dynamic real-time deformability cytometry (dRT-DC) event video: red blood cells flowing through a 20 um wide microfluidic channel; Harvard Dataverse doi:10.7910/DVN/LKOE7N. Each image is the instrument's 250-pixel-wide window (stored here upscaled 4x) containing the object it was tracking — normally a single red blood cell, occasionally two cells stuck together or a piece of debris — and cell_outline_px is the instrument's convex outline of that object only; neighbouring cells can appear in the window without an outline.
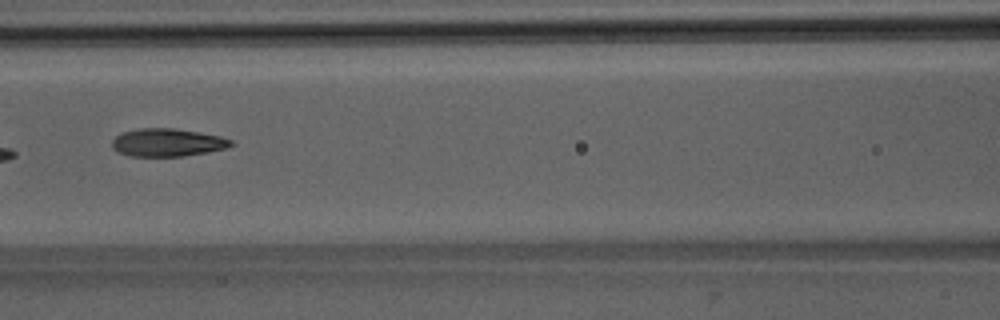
{"species": "Egyptian fruit bat (a non-hibernating species)", "species_latin": "Rousettus aegyptiacus", "temperature_condition": "room temperature", "stored_images_in_passage": 8, "camera_frame_rate_fps": 3000, "um_per_image_px": 0.085, "animal": {"sex": "male"}, "frame": {"image": 1, "passage_image": 6, "time_ms": 7.0, "image_size_px": [1000, 320], "cell_outline_px": [[236, 144], [224, 148], [208, 152], [184, 156], [132, 156], [120, 152], [112, 148], [112, 140], [116, 136], [124, 132], [140, 128], [176, 128], [200, 132], [220, 136], [232, 140]], "centroid_in_image_um": [14.26, 12.11], "position_along_channel_um": 152.3, "area_um2": 19.31}}